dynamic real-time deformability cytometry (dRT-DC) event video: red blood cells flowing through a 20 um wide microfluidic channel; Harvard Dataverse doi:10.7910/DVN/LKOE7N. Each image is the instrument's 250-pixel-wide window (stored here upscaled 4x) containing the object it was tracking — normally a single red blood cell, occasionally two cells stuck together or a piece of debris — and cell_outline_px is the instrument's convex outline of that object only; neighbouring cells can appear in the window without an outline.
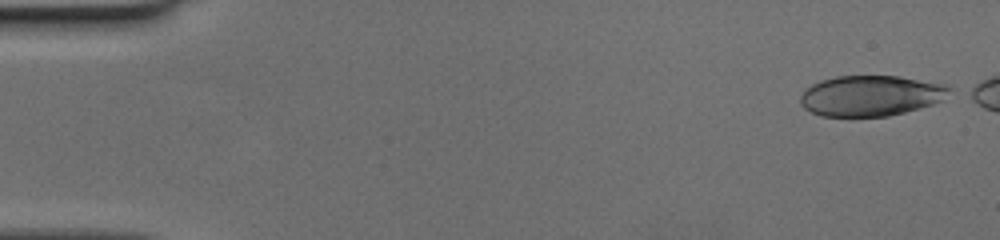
{"species": "human", "species_latin": "Homo sapiens", "temperature_condition": "cold", "stored_images_in_passage": 46, "camera_frame_rate_fps": 3000, "um_per_image_px": 0.085, "donor": {"sex": "female"}, "frame": {"image": 1, "passage_image": 1, "time_ms": 0.0, "image_size_px": [1000, 240], "cell_outline_px": [[952, 88], [944, 100], [932, 104], [904, 112], [888, 116], [820, 116], [804, 108], [800, 104], [800, 96], [812, 84], [820, 80], [836, 76], [900, 76], [944, 84]], "centroid_in_image_um": [74.02, 8.13], "position_along_channel_um": 11.0, "area_um2": 35.2}}
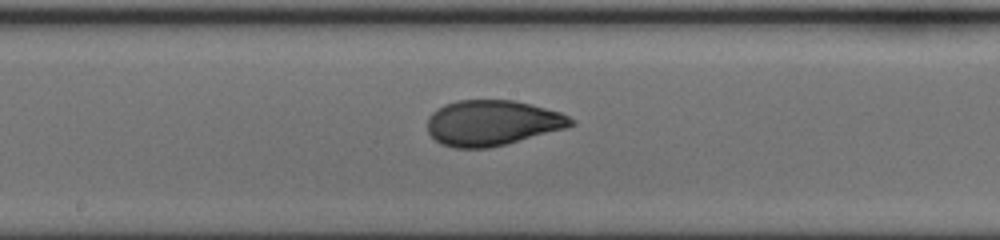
{"frame": {"image": 2, "passage_image": 26, "time_ms": 8.333, "image_size_px": [1000, 240], "cell_outline_px": [[576, 124], [568, 128], [488, 148], [452, 148], [440, 144], [428, 132], [428, 116], [436, 108], [444, 104], [456, 100], [516, 100], [560, 112], [576, 120]], "centroid_in_image_um": [41.84, 10.44], "position_along_channel_um": 206.4, "area_um2": 38.26}}
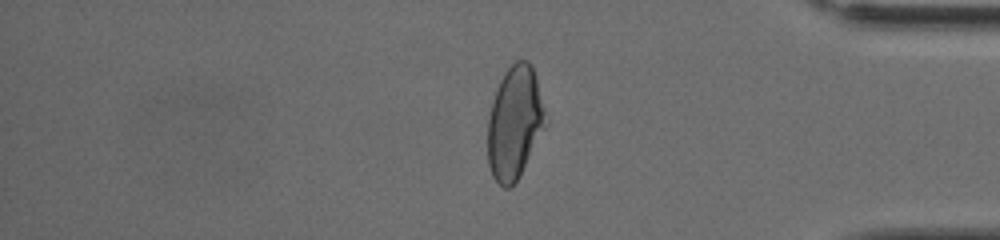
{"frame": {"image": 3, "passage_image": 41, "time_ms": 13.333, "image_size_px": [1000, 240], "cell_outline_px": [[548, 124], [520, 176], [508, 188], [504, 188], [492, 176], [488, 164], [488, 120], [492, 100], [500, 80], [504, 72], [516, 60], [528, 60], [532, 68], [536, 80]], "centroid_in_image_um": [43.74, 10.46], "position_along_channel_um": 391.5, "area_um2": 37.92}}